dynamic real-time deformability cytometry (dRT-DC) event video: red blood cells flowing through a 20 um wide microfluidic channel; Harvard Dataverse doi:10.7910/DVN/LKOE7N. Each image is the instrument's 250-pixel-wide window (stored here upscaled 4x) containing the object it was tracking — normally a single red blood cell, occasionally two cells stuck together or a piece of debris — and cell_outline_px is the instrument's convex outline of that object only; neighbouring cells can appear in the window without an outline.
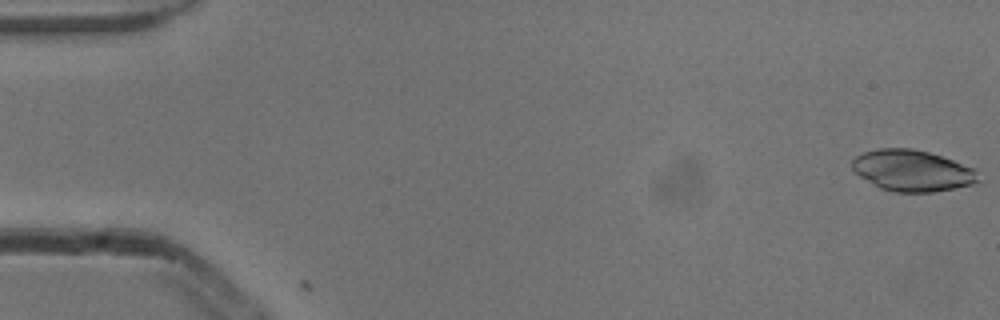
{"species": "common noctule bat (a hibernating species)", "species_latin": "Nyctalus noctula", "temperature_condition": "cold", "stored_images_in_passage": 4, "camera_frame_rate_fps": 3000, "um_per_image_px": 0.085, "animal": {"sex": "male", "body_mass_g": 13.3}, "frame": {"image": 1, "passage_image": 1, "time_ms": 0.0, "image_size_px": [1000, 320], "cell_outline_px": [[980, 184], [932, 192], [892, 192], [880, 188], [860, 176], [852, 168], [852, 160], [856, 156], [864, 152], [880, 148], [912, 148], [928, 152], [976, 168], [980, 180]], "centroid_in_image_um": [77.6, 14.51], "position_along_channel_um": 7.4, "area_um2": 30.52}}